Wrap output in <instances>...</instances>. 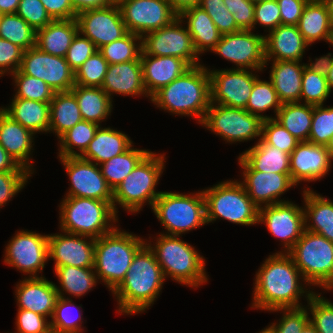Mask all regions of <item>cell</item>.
Wrapping results in <instances>:
<instances>
[{
  "label": "cell",
  "mask_w": 333,
  "mask_h": 333,
  "mask_svg": "<svg viewBox=\"0 0 333 333\" xmlns=\"http://www.w3.org/2000/svg\"><path fill=\"white\" fill-rule=\"evenodd\" d=\"M0 38L8 40L26 51L35 47L36 31L17 14H1Z\"/></svg>",
  "instance_id": "obj_43"
},
{
  "label": "cell",
  "mask_w": 333,
  "mask_h": 333,
  "mask_svg": "<svg viewBox=\"0 0 333 333\" xmlns=\"http://www.w3.org/2000/svg\"><path fill=\"white\" fill-rule=\"evenodd\" d=\"M328 9L330 24L333 28V0H322Z\"/></svg>",
  "instance_id": "obj_69"
},
{
  "label": "cell",
  "mask_w": 333,
  "mask_h": 333,
  "mask_svg": "<svg viewBox=\"0 0 333 333\" xmlns=\"http://www.w3.org/2000/svg\"><path fill=\"white\" fill-rule=\"evenodd\" d=\"M145 243L141 237L118 227L96 239L93 268L111 292L122 283L133 257Z\"/></svg>",
  "instance_id": "obj_4"
},
{
  "label": "cell",
  "mask_w": 333,
  "mask_h": 333,
  "mask_svg": "<svg viewBox=\"0 0 333 333\" xmlns=\"http://www.w3.org/2000/svg\"><path fill=\"white\" fill-rule=\"evenodd\" d=\"M100 125L82 120L64 133L59 139V158L81 156L89 146ZM79 149L78 151L74 150ZM78 152V153H77Z\"/></svg>",
  "instance_id": "obj_42"
},
{
  "label": "cell",
  "mask_w": 333,
  "mask_h": 333,
  "mask_svg": "<svg viewBox=\"0 0 333 333\" xmlns=\"http://www.w3.org/2000/svg\"><path fill=\"white\" fill-rule=\"evenodd\" d=\"M96 51H98V49L95 44L89 38L84 37L78 32L67 50L65 60L71 69L76 72Z\"/></svg>",
  "instance_id": "obj_57"
},
{
  "label": "cell",
  "mask_w": 333,
  "mask_h": 333,
  "mask_svg": "<svg viewBox=\"0 0 333 333\" xmlns=\"http://www.w3.org/2000/svg\"><path fill=\"white\" fill-rule=\"evenodd\" d=\"M252 71L256 70L232 68L210 71L209 69L211 103L245 109L258 78Z\"/></svg>",
  "instance_id": "obj_17"
},
{
  "label": "cell",
  "mask_w": 333,
  "mask_h": 333,
  "mask_svg": "<svg viewBox=\"0 0 333 333\" xmlns=\"http://www.w3.org/2000/svg\"><path fill=\"white\" fill-rule=\"evenodd\" d=\"M256 272L252 307L262 309V311H272L275 309L301 308V296L308 300L314 293L306 291L303 277L288 253L277 252L260 265Z\"/></svg>",
  "instance_id": "obj_1"
},
{
  "label": "cell",
  "mask_w": 333,
  "mask_h": 333,
  "mask_svg": "<svg viewBox=\"0 0 333 333\" xmlns=\"http://www.w3.org/2000/svg\"><path fill=\"white\" fill-rule=\"evenodd\" d=\"M171 7L179 14L182 10L197 6L199 0H168Z\"/></svg>",
  "instance_id": "obj_68"
},
{
  "label": "cell",
  "mask_w": 333,
  "mask_h": 333,
  "mask_svg": "<svg viewBox=\"0 0 333 333\" xmlns=\"http://www.w3.org/2000/svg\"><path fill=\"white\" fill-rule=\"evenodd\" d=\"M103 91L112 100V95L148 96L142 74V64L140 60H132L125 63L109 64L103 85Z\"/></svg>",
  "instance_id": "obj_28"
},
{
  "label": "cell",
  "mask_w": 333,
  "mask_h": 333,
  "mask_svg": "<svg viewBox=\"0 0 333 333\" xmlns=\"http://www.w3.org/2000/svg\"><path fill=\"white\" fill-rule=\"evenodd\" d=\"M151 210L166 229V235L180 236L207 224L203 191L188 195L162 192Z\"/></svg>",
  "instance_id": "obj_10"
},
{
  "label": "cell",
  "mask_w": 333,
  "mask_h": 333,
  "mask_svg": "<svg viewBox=\"0 0 333 333\" xmlns=\"http://www.w3.org/2000/svg\"><path fill=\"white\" fill-rule=\"evenodd\" d=\"M242 153L240 156L256 171L290 173V154L266 144L261 138Z\"/></svg>",
  "instance_id": "obj_36"
},
{
  "label": "cell",
  "mask_w": 333,
  "mask_h": 333,
  "mask_svg": "<svg viewBox=\"0 0 333 333\" xmlns=\"http://www.w3.org/2000/svg\"><path fill=\"white\" fill-rule=\"evenodd\" d=\"M238 163L243 169V181L240 183L258 208L286 202L278 198L296 186L291 180L290 173L256 171L240 155Z\"/></svg>",
  "instance_id": "obj_21"
},
{
  "label": "cell",
  "mask_w": 333,
  "mask_h": 333,
  "mask_svg": "<svg viewBox=\"0 0 333 333\" xmlns=\"http://www.w3.org/2000/svg\"><path fill=\"white\" fill-rule=\"evenodd\" d=\"M19 71L43 80L54 92H68L75 86V72L65 57L42 52L36 46L24 51Z\"/></svg>",
  "instance_id": "obj_13"
},
{
  "label": "cell",
  "mask_w": 333,
  "mask_h": 333,
  "mask_svg": "<svg viewBox=\"0 0 333 333\" xmlns=\"http://www.w3.org/2000/svg\"><path fill=\"white\" fill-rule=\"evenodd\" d=\"M301 333H318V332L316 331L314 326L310 322H308L306 324V326L303 328V330L301 331Z\"/></svg>",
  "instance_id": "obj_71"
},
{
  "label": "cell",
  "mask_w": 333,
  "mask_h": 333,
  "mask_svg": "<svg viewBox=\"0 0 333 333\" xmlns=\"http://www.w3.org/2000/svg\"><path fill=\"white\" fill-rule=\"evenodd\" d=\"M76 97L83 120L98 125L113 109V100L100 87H84L75 85L70 90Z\"/></svg>",
  "instance_id": "obj_38"
},
{
  "label": "cell",
  "mask_w": 333,
  "mask_h": 333,
  "mask_svg": "<svg viewBox=\"0 0 333 333\" xmlns=\"http://www.w3.org/2000/svg\"><path fill=\"white\" fill-rule=\"evenodd\" d=\"M132 144L133 141L126 133L110 127L101 128L100 125L88 148L80 157L100 165L125 152Z\"/></svg>",
  "instance_id": "obj_32"
},
{
  "label": "cell",
  "mask_w": 333,
  "mask_h": 333,
  "mask_svg": "<svg viewBox=\"0 0 333 333\" xmlns=\"http://www.w3.org/2000/svg\"><path fill=\"white\" fill-rule=\"evenodd\" d=\"M76 21L78 32L89 38L97 49L128 33L119 6L116 4L82 11L76 15Z\"/></svg>",
  "instance_id": "obj_20"
},
{
  "label": "cell",
  "mask_w": 333,
  "mask_h": 333,
  "mask_svg": "<svg viewBox=\"0 0 333 333\" xmlns=\"http://www.w3.org/2000/svg\"><path fill=\"white\" fill-rule=\"evenodd\" d=\"M31 174L29 171L0 172V208L25 187Z\"/></svg>",
  "instance_id": "obj_56"
},
{
  "label": "cell",
  "mask_w": 333,
  "mask_h": 333,
  "mask_svg": "<svg viewBox=\"0 0 333 333\" xmlns=\"http://www.w3.org/2000/svg\"><path fill=\"white\" fill-rule=\"evenodd\" d=\"M156 240L155 245L151 241L147 245L161 266L165 279L171 277L173 281L192 288L208 281L204 257L192 245L177 235L164 233H160Z\"/></svg>",
  "instance_id": "obj_5"
},
{
  "label": "cell",
  "mask_w": 333,
  "mask_h": 333,
  "mask_svg": "<svg viewBox=\"0 0 333 333\" xmlns=\"http://www.w3.org/2000/svg\"><path fill=\"white\" fill-rule=\"evenodd\" d=\"M178 17L186 22V28L193 39L195 50L200 55L211 51L220 41L222 34L206 13V11L197 6H192L182 10ZM187 19L186 21H184Z\"/></svg>",
  "instance_id": "obj_31"
},
{
  "label": "cell",
  "mask_w": 333,
  "mask_h": 333,
  "mask_svg": "<svg viewBox=\"0 0 333 333\" xmlns=\"http://www.w3.org/2000/svg\"><path fill=\"white\" fill-rule=\"evenodd\" d=\"M267 28L270 32L281 25L280 8L277 0H266L255 4L254 28L256 25Z\"/></svg>",
  "instance_id": "obj_59"
},
{
  "label": "cell",
  "mask_w": 333,
  "mask_h": 333,
  "mask_svg": "<svg viewBox=\"0 0 333 333\" xmlns=\"http://www.w3.org/2000/svg\"><path fill=\"white\" fill-rule=\"evenodd\" d=\"M224 3L240 30L254 29V9L255 4L249 0H224Z\"/></svg>",
  "instance_id": "obj_61"
},
{
  "label": "cell",
  "mask_w": 333,
  "mask_h": 333,
  "mask_svg": "<svg viewBox=\"0 0 333 333\" xmlns=\"http://www.w3.org/2000/svg\"><path fill=\"white\" fill-rule=\"evenodd\" d=\"M272 311L283 312V316L279 322L272 323V325L265 328L269 333H301L310 318L307 307L275 309Z\"/></svg>",
  "instance_id": "obj_53"
},
{
  "label": "cell",
  "mask_w": 333,
  "mask_h": 333,
  "mask_svg": "<svg viewBox=\"0 0 333 333\" xmlns=\"http://www.w3.org/2000/svg\"><path fill=\"white\" fill-rule=\"evenodd\" d=\"M261 139L266 144L276 147L288 154H291L299 143V141L275 119L263 120Z\"/></svg>",
  "instance_id": "obj_52"
},
{
  "label": "cell",
  "mask_w": 333,
  "mask_h": 333,
  "mask_svg": "<svg viewBox=\"0 0 333 333\" xmlns=\"http://www.w3.org/2000/svg\"><path fill=\"white\" fill-rule=\"evenodd\" d=\"M16 14L22 17L35 31L44 28L53 21L40 0H20Z\"/></svg>",
  "instance_id": "obj_55"
},
{
  "label": "cell",
  "mask_w": 333,
  "mask_h": 333,
  "mask_svg": "<svg viewBox=\"0 0 333 333\" xmlns=\"http://www.w3.org/2000/svg\"><path fill=\"white\" fill-rule=\"evenodd\" d=\"M302 195L305 229L333 242V201L307 188Z\"/></svg>",
  "instance_id": "obj_29"
},
{
  "label": "cell",
  "mask_w": 333,
  "mask_h": 333,
  "mask_svg": "<svg viewBox=\"0 0 333 333\" xmlns=\"http://www.w3.org/2000/svg\"><path fill=\"white\" fill-rule=\"evenodd\" d=\"M147 243L137 251L124 280L112 292L121 314H138L148 309L158 298L166 280Z\"/></svg>",
  "instance_id": "obj_2"
},
{
  "label": "cell",
  "mask_w": 333,
  "mask_h": 333,
  "mask_svg": "<svg viewBox=\"0 0 333 333\" xmlns=\"http://www.w3.org/2000/svg\"><path fill=\"white\" fill-rule=\"evenodd\" d=\"M6 171H27L25 168L19 166L15 160L7 153V151L0 145V172Z\"/></svg>",
  "instance_id": "obj_66"
},
{
  "label": "cell",
  "mask_w": 333,
  "mask_h": 333,
  "mask_svg": "<svg viewBox=\"0 0 333 333\" xmlns=\"http://www.w3.org/2000/svg\"><path fill=\"white\" fill-rule=\"evenodd\" d=\"M46 333H59L58 331H55V330H53V329H50L48 332H46Z\"/></svg>",
  "instance_id": "obj_75"
},
{
  "label": "cell",
  "mask_w": 333,
  "mask_h": 333,
  "mask_svg": "<svg viewBox=\"0 0 333 333\" xmlns=\"http://www.w3.org/2000/svg\"><path fill=\"white\" fill-rule=\"evenodd\" d=\"M112 1V4H116V5H119L127 0H111Z\"/></svg>",
  "instance_id": "obj_73"
},
{
  "label": "cell",
  "mask_w": 333,
  "mask_h": 333,
  "mask_svg": "<svg viewBox=\"0 0 333 333\" xmlns=\"http://www.w3.org/2000/svg\"><path fill=\"white\" fill-rule=\"evenodd\" d=\"M333 135V106H314L308 142L327 146Z\"/></svg>",
  "instance_id": "obj_51"
},
{
  "label": "cell",
  "mask_w": 333,
  "mask_h": 333,
  "mask_svg": "<svg viewBox=\"0 0 333 333\" xmlns=\"http://www.w3.org/2000/svg\"><path fill=\"white\" fill-rule=\"evenodd\" d=\"M165 154L149 152L130 174L113 190V209L118 213V205L131 213H137L146 202L153 206L162 192L155 187L163 173ZM145 203V204H144Z\"/></svg>",
  "instance_id": "obj_6"
},
{
  "label": "cell",
  "mask_w": 333,
  "mask_h": 333,
  "mask_svg": "<svg viewBox=\"0 0 333 333\" xmlns=\"http://www.w3.org/2000/svg\"><path fill=\"white\" fill-rule=\"evenodd\" d=\"M23 53L21 47L0 38V77L19 70Z\"/></svg>",
  "instance_id": "obj_60"
},
{
  "label": "cell",
  "mask_w": 333,
  "mask_h": 333,
  "mask_svg": "<svg viewBox=\"0 0 333 333\" xmlns=\"http://www.w3.org/2000/svg\"><path fill=\"white\" fill-rule=\"evenodd\" d=\"M61 232L64 235L62 233L48 234V259L55 261L54 267L93 268L96 239L64 231Z\"/></svg>",
  "instance_id": "obj_22"
},
{
  "label": "cell",
  "mask_w": 333,
  "mask_h": 333,
  "mask_svg": "<svg viewBox=\"0 0 333 333\" xmlns=\"http://www.w3.org/2000/svg\"><path fill=\"white\" fill-rule=\"evenodd\" d=\"M70 2L76 14L90 9L104 8L112 4L111 0H70Z\"/></svg>",
  "instance_id": "obj_65"
},
{
  "label": "cell",
  "mask_w": 333,
  "mask_h": 333,
  "mask_svg": "<svg viewBox=\"0 0 333 333\" xmlns=\"http://www.w3.org/2000/svg\"><path fill=\"white\" fill-rule=\"evenodd\" d=\"M149 152L146 149L134 148L132 144L125 152L99 165L102 175L112 190L131 173Z\"/></svg>",
  "instance_id": "obj_41"
},
{
  "label": "cell",
  "mask_w": 333,
  "mask_h": 333,
  "mask_svg": "<svg viewBox=\"0 0 333 333\" xmlns=\"http://www.w3.org/2000/svg\"><path fill=\"white\" fill-rule=\"evenodd\" d=\"M309 322L318 333H333V303L314 292L307 300Z\"/></svg>",
  "instance_id": "obj_50"
},
{
  "label": "cell",
  "mask_w": 333,
  "mask_h": 333,
  "mask_svg": "<svg viewBox=\"0 0 333 333\" xmlns=\"http://www.w3.org/2000/svg\"><path fill=\"white\" fill-rule=\"evenodd\" d=\"M332 60V54L328 53L327 55H324L320 58H316L315 62L309 59L311 63L305 64V67L312 72L326 77L330 70Z\"/></svg>",
  "instance_id": "obj_64"
},
{
  "label": "cell",
  "mask_w": 333,
  "mask_h": 333,
  "mask_svg": "<svg viewBox=\"0 0 333 333\" xmlns=\"http://www.w3.org/2000/svg\"><path fill=\"white\" fill-rule=\"evenodd\" d=\"M20 0H0V14H16Z\"/></svg>",
  "instance_id": "obj_67"
},
{
  "label": "cell",
  "mask_w": 333,
  "mask_h": 333,
  "mask_svg": "<svg viewBox=\"0 0 333 333\" xmlns=\"http://www.w3.org/2000/svg\"><path fill=\"white\" fill-rule=\"evenodd\" d=\"M326 79L328 81L329 88L332 91L333 90V60H332V63H331L330 70L327 73Z\"/></svg>",
  "instance_id": "obj_70"
},
{
  "label": "cell",
  "mask_w": 333,
  "mask_h": 333,
  "mask_svg": "<svg viewBox=\"0 0 333 333\" xmlns=\"http://www.w3.org/2000/svg\"><path fill=\"white\" fill-rule=\"evenodd\" d=\"M71 181L65 197L92 198L113 204V190L99 169V165L79 156L59 158Z\"/></svg>",
  "instance_id": "obj_18"
},
{
  "label": "cell",
  "mask_w": 333,
  "mask_h": 333,
  "mask_svg": "<svg viewBox=\"0 0 333 333\" xmlns=\"http://www.w3.org/2000/svg\"><path fill=\"white\" fill-rule=\"evenodd\" d=\"M259 333H269V332L266 329H263Z\"/></svg>",
  "instance_id": "obj_76"
},
{
  "label": "cell",
  "mask_w": 333,
  "mask_h": 333,
  "mask_svg": "<svg viewBox=\"0 0 333 333\" xmlns=\"http://www.w3.org/2000/svg\"><path fill=\"white\" fill-rule=\"evenodd\" d=\"M98 51L109 64L140 60L142 37L128 32L122 38L100 47Z\"/></svg>",
  "instance_id": "obj_44"
},
{
  "label": "cell",
  "mask_w": 333,
  "mask_h": 333,
  "mask_svg": "<svg viewBox=\"0 0 333 333\" xmlns=\"http://www.w3.org/2000/svg\"><path fill=\"white\" fill-rule=\"evenodd\" d=\"M265 223L268 231L281 239L287 253L300 239L305 230L303 207L291 201L259 208L258 223Z\"/></svg>",
  "instance_id": "obj_19"
},
{
  "label": "cell",
  "mask_w": 333,
  "mask_h": 333,
  "mask_svg": "<svg viewBox=\"0 0 333 333\" xmlns=\"http://www.w3.org/2000/svg\"><path fill=\"white\" fill-rule=\"evenodd\" d=\"M301 61H273L270 81L279 101L283 103L300 102L302 75L305 64Z\"/></svg>",
  "instance_id": "obj_30"
},
{
  "label": "cell",
  "mask_w": 333,
  "mask_h": 333,
  "mask_svg": "<svg viewBox=\"0 0 333 333\" xmlns=\"http://www.w3.org/2000/svg\"><path fill=\"white\" fill-rule=\"evenodd\" d=\"M33 136L34 134L30 130L13 120L0 108V145L19 166L32 174L34 170H32L30 155L34 150Z\"/></svg>",
  "instance_id": "obj_27"
},
{
  "label": "cell",
  "mask_w": 333,
  "mask_h": 333,
  "mask_svg": "<svg viewBox=\"0 0 333 333\" xmlns=\"http://www.w3.org/2000/svg\"><path fill=\"white\" fill-rule=\"evenodd\" d=\"M290 177L295 185L302 181H317L328 174L332 166L330 154L323 145L299 142L290 154Z\"/></svg>",
  "instance_id": "obj_23"
},
{
  "label": "cell",
  "mask_w": 333,
  "mask_h": 333,
  "mask_svg": "<svg viewBox=\"0 0 333 333\" xmlns=\"http://www.w3.org/2000/svg\"><path fill=\"white\" fill-rule=\"evenodd\" d=\"M331 90L325 76L312 72L304 67L300 101L312 106L324 105Z\"/></svg>",
  "instance_id": "obj_49"
},
{
  "label": "cell",
  "mask_w": 333,
  "mask_h": 333,
  "mask_svg": "<svg viewBox=\"0 0 333 333\" xmlns=\"http://www.w3.org/2000/svg\"><path fill=\"white\" fill-rule=\"evenodd\" d=\"M202 191L205 199L207 224L218 218L239 225L258 224L259 208L248 196L240 181L219 182Z\"/></svg>",
  "instance_id": "obj_8"
},
{
  "label": "cell",
  "mask_w": 333,
  "mask_h": 333,
  "mask_svg": "<svg viewBox=\"0 0 333 333\" xmlns=\"http://www.w3.org/2000/svg\"><path fill=\"white\" fill-rule=\"evenodd\" d=\"M150 99L165 111L193 116L198 123H202L211 104L209 69L201 64L191 66Z\"/></svg>",
  "instance_id": "obj_3"
},
{
  "label": "cell",
  "mask_w": 333,
  "mask_h": 333,
  "mask_svg": "<svg viewBox=\"0 0 333 333\" xmlns=\"http://www.w3.org/2000/svg\"><path fill=\"white\" fill-rule=\"evenodd\" d=\"M59 206L61 231L98 239L112 231L118 216L108 201L65 197Z\"/></svg>",
  "instance_id": "obj_7"
},
{
  "label": "cell",
  "mask_w": 333,
  "mask_h": 333,
  "mask_svg": "<svg viewBox=\"0 0 333 333\" xmlns=\"http://www.w3.org/2000/svg\"><path fill=\"white\" fill-rule=\"evenodd\" d=\"M53 20L76 19V12L70 0H40Z\"/></svg>",
  "instance_id": "obj_63"
},
{
  "label": "cell",
  "mask_w": 333,
  "mask_h": 333,
  "mask_svg": "<svg viewBox=\"0 0 333 333\" xmlns=\"http://www.w3.org/2000/svg\"><path fill=\"white\" fill-rule=\"evenodd\" d=\"M251 3H254V4H256V3H259V2H262V1H266V0H249Z\"/></svg>",
  "instance_id": "obj_74"
},
{
  "label": "cell",
  "mask_w": 333,
  "mask_h": 333,
  "mask_svg": "<svg viewBox=\"0 0 333 333\" xmlns=\"http://www.w3.org/2000/svg\"><path fill=\"white\" fill-rule=\"evenodd\" d=\"M198 6L206 11L222 35L240 31L224 0H199Z\"/></svg>",
  "instance_id": "obj_54"
},
{
  "label": "cell",
  "mask_w": 333,
  "mask_h": 333,
  "mask_svg": "<svg viewBox=\"0 0 333 333\" xmlns=\"http://www.w3.org/2000/svg\"><path fill=\"white\" fill-rule=\"evenodd\" d=\"M263 119L245 109L211 103L202 125L231 143L261 138Z\"/></svg>",
  "instance_id": "obj_11"
},
{
  "label": "cell",
  "mask_w": 333,
  "mask_h": 333,
  "mask_svg": "<svg viewBox=\"0 0 333 333\" xmlns=\"http://www.w3.org/2000/svg\"><path fill=\"white\" fill-rule=\"evenodd\" d=\"M4 262L30 274L29 277H39L48 259V235L32 231H18L5 247Z\"/></svg>",
  "instance_id": "obj_16"
},
{
  "label": "cell",
  "mask_w": 333,
  "mask_h": 333,
  "mask_svg": "<svg viewBox=\"0 0 333 333\" xmlns=\"http://www.w3.org/2000/svg\"><path fill=\"white\" fill-rule=\"evenodd\" d=\"M264 36L265 61H301L306 47L297 25H278Z\"/></svg>",
  "instance_id": "obj_26"
},
{
  "label": "cell",
  "mask_w": 333,
  "mask_h": 333,
  "mask_svg": "<svg viewBox=\"0 0 333 333\" xmlns=\"http://www.w3.org/2000/svg\"><path fill=\"white\" fill-rule=\"evenodd\" d=\"M118 6L128 32L141 37L178 17L168 0H127Z\"/></svg>",
  "instance_id": "obj_15"
},
{
  "label": "cell",
  "mask_w": 333,
  "mask_h": 333,
  "mask_svg": "<svg viewBox=\"0 0 333 333\" xmlns=\"http://www.w3.org/2000/svg\"><path fill=\"white\" fill-rule=\"evenodd\" d=\"M287 253L306 284L333 289V242L305 229Z\"/></svg>",
  "instance_id": "obj_9"
},
{
  "label": "cell",
  "mask_w": 333,
  "mask_h": 333,
  "mask_svg": "<svg viewBox=\"0 0 333 333\" xmlns=\"http://www.w3.org/2000/svg\"><path fill=\"white\" fill-rule=\"evenodd\" d=\"M55 275L58 277L59 286L55 284L59 297H63L66 293L73 297H81L88 293L96 286L97 275L94 268H82L74 266L54 267ZM65 292V294L63 293Z\"/></svg>",
  "instance_id": "obj_40"
},
{
  "label": "cell",
  "mask_w": 333,
  "mask_h": 333,
  "mask_svg": "<svg viewBox=\"0 0 333 333\" xmlns=\"http://www.w3.org/2000/svg\"><path fill=\"white\" fill-rule=\"evenodd\" d=\"M281 102L271 81L256 79L252 93L250 94L245 110L259 116L263 120L274 119L275 117L264 116L261 113L268 109H274L275 115L281 108Z\"/></svg>",
  "instance_id": "obj_45"
},
{
  "label": "cell",
  "mask_w": 333,
  "mask_h": 333,
  "mask_svg": "<svg viewBox=\"0 0 333 333\" xmlns=\"http://www.w3.org/2000/svg\"><path fill=\"white\" fill-rule=\"evenodd\" d=\"M314 106L305 103H283L275 116L281 124L299 142L309 140Z\"/></svg>",
  "instance_id": "obj_39"
},
{
  "label": "cell",
  "mask_w": 333,
  "mask_h": 333,
  "mask_svg": "<svg viewBox=\"0 0 333 333\" xmlns=\"http://www.w3.org/2000/svg\"><path fill=\"white\" fill-rule=\"evenodd\" d=\"M82 116L75 95L71 92H55L50 102L49 132L59 138L81 122Z\"/></svg>",
  "instance_id": "obj_37"
},
{
  "label": "cell",
  "mask_w": 333,
  "mask_h": 333,
  "mask_svg": "<svg viewBox=\"0 0 333 333\" xmlns=\"http://www.w3.org/2000/svg\"><path fill=\"white\" fill-rule=\"evenodd\" d=\"M77 33L76 19L53 20L44 28L36 31L35 46L50 55L65 57Z\"/></svg>",
  "instance_id": "obj_34"
},
{
  "label": "cell",
  "mask_w": 333,
  "mask_h": 333,
  "mask_svg": "<svg viewBox=\"0 0 333 333\" xmlns=\"http://www.w3.org/2000/svg\"><path fill=\"white\" fill-rule=\"evenodd\" d=\"M326 148L330 154L331 160L333 161V135H332L329 143L327 144Z\"/></svg>",
  "instance_id": "obj_72"
},
{
  "label": "cell",
  "mask_w": 333,
  "mask_h": 333,
  "mask_svg": "<svg viewBox=\"0 0 333 333\" xmlns=\"http://www.w3.org/2000/svg\"><path fill=\"white\" fill-rule=\"evenodd\" d=\"M108 66L107 60L96 51L75 72V85L101 88Z\"/></svg>",
  "instance_id": "obj_48"
},
{
  "label": "cell",
  "mask_w": 333,
  "mask_h": 333,
  "mask_svg": "<svg viewBox=\"0 0 333 333\" xmlns=\"http://www.w3.org/2000/svg\"><path fill=\"white\" fill-rule=\"evenodd\" d=\"M47 317L27 309H18L15 333H46L51 329Z\"/></svg>",
  "instance_id": "obj_58"
},
{
  "label": "cell",
  "mask_w": 333,
  "mask_h": 333,
  "mask_svg": "<svg viewBox=\"0 0 333 333\" xmlns=\"http://www.w3.org/2000/svg\"><path fill=\"white\" fill-rule=\"evenodd\" d=\"M1 109L34 135L39 132L49 133L50 103L13 98L9 107Z\"/></svg>",
  "instance_id": "obj_35"
},
{
  "label": "cell",
  "mask_w": 333,
  "mask_h": 333,
  "mask_svg": "<svg viewBox=\"0 0 333 333\" xmlns=\"http://www.w3.org/2000/svg\"><path fill=\"white\" fill-rule=\"evenodd\" d=\"M211 51L235 63L236 69L262 71L268 65L265 61L264 35L251 30L223 34Z\"/></svg>",
  "instance_id": "obj_14"
},
{
  "label": "cell",
  "mask_w": 333,
  "mask_h": 333,
  "mask_svg": "<svg viewBox=\"0 0 333 333\" xmlns=\"http://www.w3.org/2000/svg\"><path fill=\"white\" fill-rule=\"evenodd\" d=\"M184 22L177 17L168 26L142 37V51L147 55L172 56L185 60L190 66L199 65V54Z\"/></svg>",
  "instance_id": "obj_12"
},
{
  "label": "cell",
  "mask_w": 333,
  "mask_h": 333,
  "mask_svg": "<svg viewBox=\"0 0 333 333\" xmlns=\"http://www.w3.org/2000/svg\"><path fill=\"white\" fill-rule=\"evenodd\" d=\"M140 61L143 84L150 98L191 67L181 58L147 55L143 51L140 55Z\"/></svg>",
  "instance_id": "obj_25"
},
{
  "label": "cell",
  "mask_w": 333,
  "mask_h": 333,
  "mask_svg": "<svg viewBox=\"0 0 333 333\" xmlns=\"http://www.w3.org/2000/svg\"><path fill=\"white\" fill-rule=\"evenodd\" d=\"M11 76L17 88L13 98L45 103H50L53 99L55 92L43 80L22 74L19 70Z\"/></svg>",
  "instance_id": "obj_47"
},
{
  "label": "cell",
  "mask_w": 333,
  "mask_h": 333,
  "mask_svg": "<svg viewBox=\"0 0 333 333\" xmlns=\"http://www.w3.org/2000/svg\"><path fill=\"white\" fill-rule=\"evenodd\" d=\"M309 0H277L280 8L281 25H297Z\"/></svg>",
  "instance_id": "obj_62"
},
{
  "label": "cell",
  "mask_w": 333,
  "mask_h": 333,
  "mask_svg": "<svg viewBox=\"0 0 333 333\" xmlns=\"http://www.w3.org/2000/svg\"><path fill=\"white\" fill-rule=\"evenodd\" d=\"M77 307L71 298L58 297L53 315L51 317L50 326L51 329L58 331L59 333H84L82 328L83 320L81 309H79V317L73 314V307ZM78 314V313H77Z\"/></svg>",
  "instance_id": "obj_46"
},
{
  "label": "cell",
  "mask_w": 333,
  "mask_h": 333,
  "mask_svg": "<svg viewBox=\"0 0 333 333\" xmlns=\"http://www.w3.org/2000/svg\"><path fill=\"white\" fill-rule=\"evenodd\" d=\"M297 27L308 45H312L318 40L332 43L333 28L330 24L327 6L322 0L308 1Z\"/></svg>",
  "instance_id": "obj_33"
},
{
  "label": "cell",
  "mask_w": 333,
  "mask_h": 333,
  "mask_svg": "<svg viewBox=\"0 0 333 333\" xmlns=\"http://www.w3.org/2000/svg\"><path fill=\"white\" fill-rule=\"evenodd\" d=\"M18 309L31 310L44 317H52L58 292L55 283L40 277H26L16 285Z\"/></svg>",
  "instance_id": "obj_24"
}]
</instances>
